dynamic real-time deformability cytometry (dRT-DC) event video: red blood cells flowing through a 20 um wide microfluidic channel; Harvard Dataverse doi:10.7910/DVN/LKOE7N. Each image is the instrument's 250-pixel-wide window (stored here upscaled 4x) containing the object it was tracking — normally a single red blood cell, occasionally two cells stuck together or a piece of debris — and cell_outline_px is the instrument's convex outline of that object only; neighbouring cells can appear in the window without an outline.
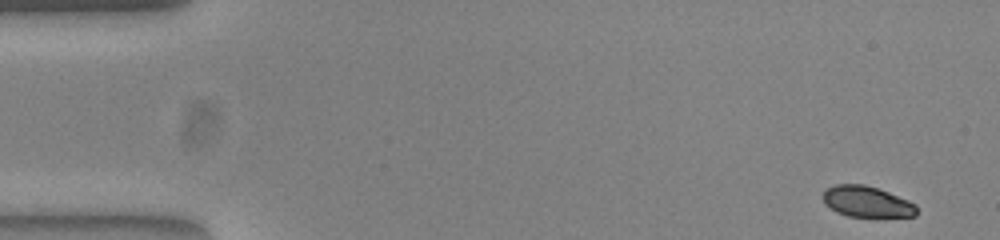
{"species": "common noctule bat (a hibernating species)", "species_latin": "Nyctalus noctula", "temperature_condition": "warm", "stored_images_in_passage": 51, "camera_frame_rate_fps": 3000, "um_per_image_px": 0.085, "animal": {"sex": "female", "body_mass_g": 23.0, "forearm_length_mm": 53.4}, "frame": {"image": 1, "passage_image": 1, "time_ms": 0.0, "image_size_px": [1000, 240], "cell_outline_px": [[916, 216], [848, 216], [836, 212], [824, 204], [824, 192], [828, 188], [836, 184], [864, 184], [888, 192], [908, 200], [916, 204]], "centroid_in_image_um": [73.67, 17.14], "position_along_channel_um": 11.3, "area_um2": 16.65}}
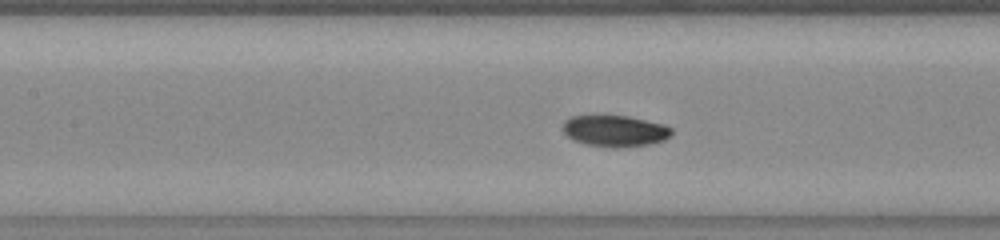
{"frame": {"image": 2, "passage_image": 22, "time_ms": 7.0, "image_size_px": [1000, 240], "cell_outline_px": [[672, 136], [664, 140], [648, 144], [616, 148], [584, 144], [568, 136], [564, 132], [564, 120], [572, 116], [628, 116], [664, 124], [672, 128]], "centroid_in_image_um": [52.31, 11.13], "position_along_channel_um": 155.1, "area_um2": 19.71}}
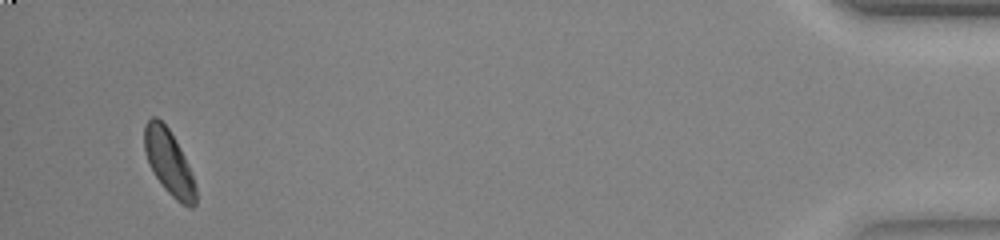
{"frame": {"image": 3, "passage_image": 49, "time_ms": 16.0, "image_size_px": [1000, 240], "cell_outline_px": [[196, 204], [192, 208], [188, 208], [176, 200], [160, 184], [148, 164], [144, 152], [144, 128], [148, 120], [152, 116], [156, 116], [168, 128], [180, 148], [188, 164], [196, 188]], "centroid_in_image_um": [14.34, 13.82], "position_along_channel_um": 420.9, "area_um2": 19.42}, "authors_computed_cell_mechanics": {"area_um2": 19.4208, "velocity_mm_per_s": 3.87, "shape_relaxation_time_tau1_ms": 3.9072, "shape_relaxation_time_tau2_ms": null, "deformation_change_tau1": 0.1439, "deformation_change_tau2": null}}